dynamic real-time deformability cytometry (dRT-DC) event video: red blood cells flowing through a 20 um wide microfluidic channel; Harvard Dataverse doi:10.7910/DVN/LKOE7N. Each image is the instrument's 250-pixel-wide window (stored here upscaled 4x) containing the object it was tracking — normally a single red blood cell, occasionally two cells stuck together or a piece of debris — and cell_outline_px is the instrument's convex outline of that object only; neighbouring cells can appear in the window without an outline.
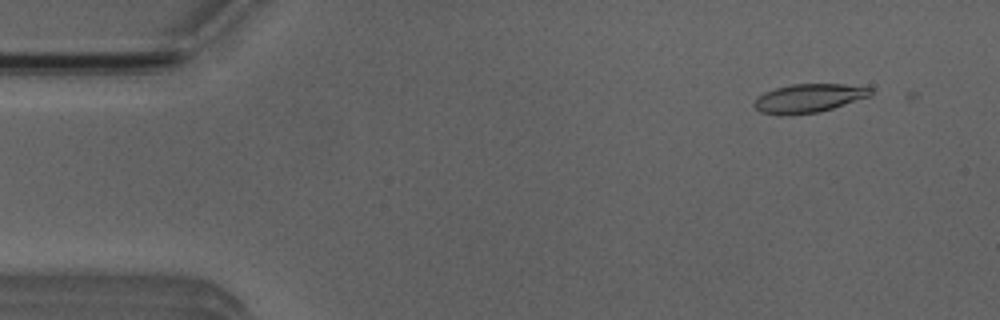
{"species": "Egyptian fruit bat (a non-hibernating species)", "species_latin": "Rousettus aegyptiacus", "temperature_condition": "room temperature", "stored_images_in_passage": 4, "camera_frame_rate_fps": 3000, "um_per_image_px": 0.085, "animal": {"sex": "male"}, "frame": {"image": 1, "passage_image": 3, "time_ms": 0.667, "image_size_px": [1000, 320], "cell_outline_px": [[872, 92], [868, 96], [832, 108], [816, 112], [784, 116], [780, 116], [760, 112], [752, 104], [756, 96], [764, 92], [776, 88], [792, 84], [844, 84], [872, 88]], "centroid_in_image_um": [68.65, 8.35], "position_along_channel_um": 16.4, "area_um2": 19.36}}